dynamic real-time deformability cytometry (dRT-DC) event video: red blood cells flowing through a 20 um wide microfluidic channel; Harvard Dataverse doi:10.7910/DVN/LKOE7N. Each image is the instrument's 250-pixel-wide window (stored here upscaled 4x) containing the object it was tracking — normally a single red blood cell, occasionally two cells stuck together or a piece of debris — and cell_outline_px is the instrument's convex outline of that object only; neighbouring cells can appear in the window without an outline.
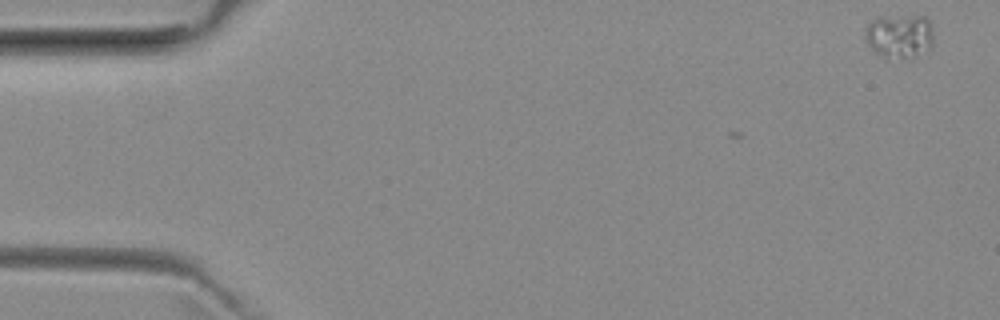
{"species": "common noctule bat (a hibernating species)", "species_latin": "Nyctalus noctula", "temperature_condition": "room temperature", "stored_images_in_passage": 4, "camera_frame_rate_fps": 3000, "um_per_image_px": 0.085, "animal": {"sex": "female", "body_mass_g": 29.2, "forearm_length_mm": 56.3}, "frame": {"image": 1, "passage_image": 1, "time_ms": 0.0, "image_size_px": [1000, 320], "cell_outline_px": [[932, 44], [928, 48], [912, 60], [908, 60], [880, 56], [868, 44], [864, 36], [864, 32], [868, 24], [872, 20], [916, 16], [928, 16], [932, 24]], "centroid_in_image_um": [76.49, 3.11], "position_along_channel_um": 8.5, "area_um2": 17.4}}